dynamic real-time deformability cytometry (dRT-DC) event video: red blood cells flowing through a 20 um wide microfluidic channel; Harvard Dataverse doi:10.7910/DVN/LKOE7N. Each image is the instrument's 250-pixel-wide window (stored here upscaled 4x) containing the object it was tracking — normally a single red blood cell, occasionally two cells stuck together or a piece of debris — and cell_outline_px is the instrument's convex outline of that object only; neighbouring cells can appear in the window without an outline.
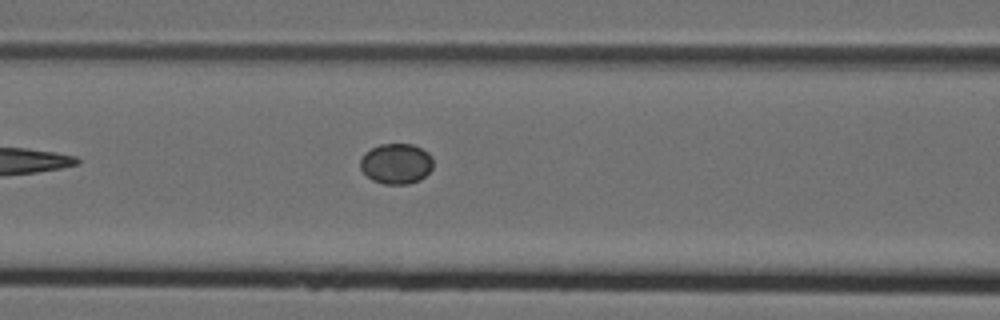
{"species": "Egyptian fruit bat (a non-hibernating species)", "species_latin": "Rousettus aegyptiacus", "temperature_condition": "cold", "stored_images_in_passage": 7, "camera_frame_rate_fps": 3000, "um_per_image_px": 0.085, "animal": {"sex": "female"}, "frame": {"image": 1, "passage_image": 7, "time_ms": 2.0, "image_size_px": [1000, 320], "cell_outline_px": [[432, 168], [420, 180], [408, 184], [384, 184], [372, 180], [360, 168], [360, 160], [364, 152], [380, 144], [412, 144], [428, 152], [432, 156]], "centroid_in_image_um": [33.67, 13.91], "position_along_channel_um": 132.9, "area_um2": 17.17}}